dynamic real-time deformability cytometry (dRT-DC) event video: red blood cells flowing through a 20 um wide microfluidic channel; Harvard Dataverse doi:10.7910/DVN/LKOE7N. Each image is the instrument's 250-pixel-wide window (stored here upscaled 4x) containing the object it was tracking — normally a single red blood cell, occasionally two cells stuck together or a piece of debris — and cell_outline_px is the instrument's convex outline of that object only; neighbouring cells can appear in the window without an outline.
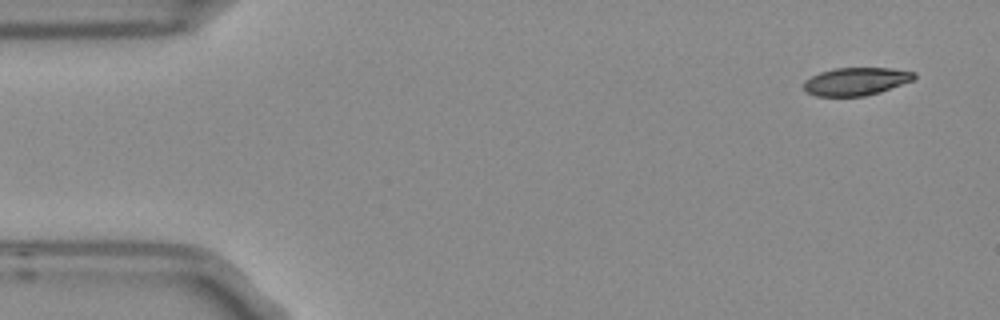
{"species": "Egyptian fruit bat (a non-hibernating species)", "species_latin": "Rousettus aegyptiacus", "temperature_condition": "room temperature", "stored_images_in_passage": 6, "camera_frame_rate_fps": 3000, "um_per_image_px": 0.085, "frame": {"image": 1, "passage_image": 1, "time_ms": 0.0, "image_size_px": [1000, 320], "cell_outline_px": [[916, 76], [912, 80], [880, 92], [864, 96], [816, 96], [808, 92], [804, 88], [804, 80], [820, 72], [832, 68], [892, 68], [916, 72]], "centroid_in_image_um": [72.76, 6.91], "position_along_channel_um": 12.2, "area_um2": 17.86}}
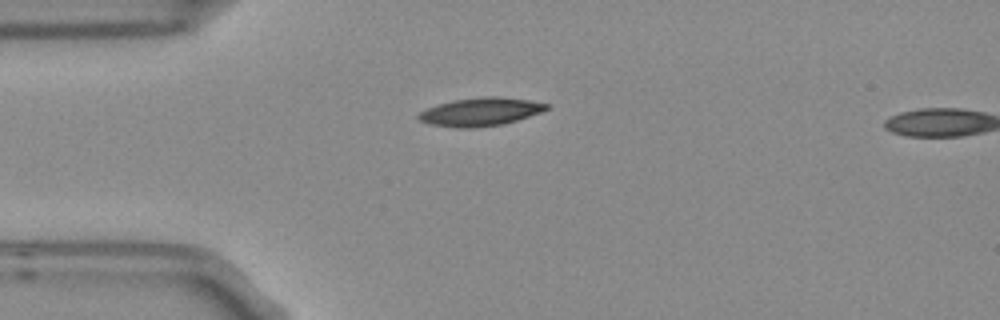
{"frame": {"image": 2, "passage_image": 4, "time_ms": 1.0, "image_size_px": [1000, 320], "cell_outline_px": [[548, 108], [540, 112], [504, 124], [472, 128], [456, 128], [428, 124], [420, 120], [416, 116], [420, 112], [428, 108], [452, 100], [480, 96], [500, 96], [528, 100], [548, 104]], "centroid_in_image_um": [40.8, 9.5], "position_along_channel_um": 44.2, "area_um2": 20.98}}